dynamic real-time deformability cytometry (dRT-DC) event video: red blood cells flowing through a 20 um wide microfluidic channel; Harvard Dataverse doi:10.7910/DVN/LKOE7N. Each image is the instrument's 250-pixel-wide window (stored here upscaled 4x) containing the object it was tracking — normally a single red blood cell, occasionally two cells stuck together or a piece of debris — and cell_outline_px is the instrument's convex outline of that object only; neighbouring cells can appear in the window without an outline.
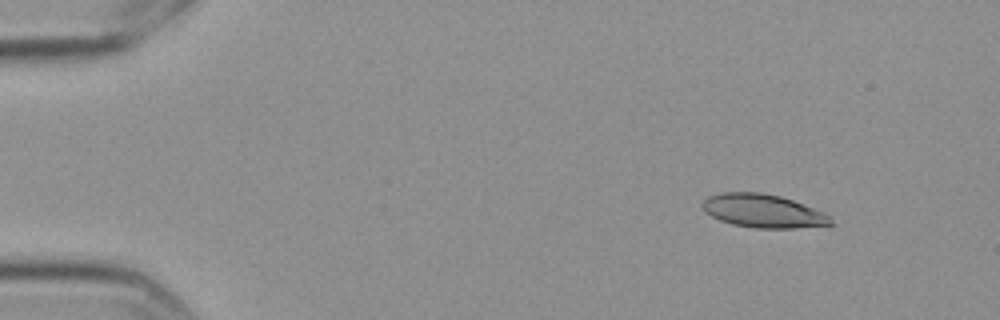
{"species": "Egyptian fruit bat (a non-hibernating species)", "species_latin": "Rousettus aegyptiacus", "temperature_condition": "cold", "stored_images_in_passage": 3, "camera_frame_rate_fps": 3000, "um_per_image_px": 0.085, "frame": {"image": 1, "passage_image": 1, "time_ms": 0.0, "image_size_px": [1000, 320], "cell_outline_px": [[836, 224], [792, 228], [756, 228], [732, 224], [720, 220], [704, 212], [700, 204], [708, 196], [724, 192], [760, 192], [780, 196], [792, 200], [824, 212]], "centroid_in_image_um": [64.83, 17.93], "position_along_channel_um": 20.2, "area_um2": 24.91}}